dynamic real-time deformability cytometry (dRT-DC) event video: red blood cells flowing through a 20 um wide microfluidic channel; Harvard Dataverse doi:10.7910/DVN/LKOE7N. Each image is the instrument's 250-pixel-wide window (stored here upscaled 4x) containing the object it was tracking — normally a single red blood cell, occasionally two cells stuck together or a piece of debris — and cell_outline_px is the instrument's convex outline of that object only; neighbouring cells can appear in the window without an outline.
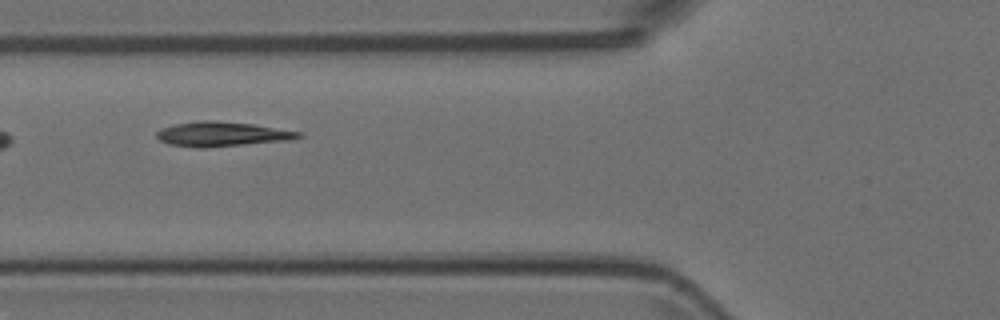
{"species": "Egyptian fruit bat (a non-hibernating species)", "species_latin": "Rousettus aegyptiacus", "temperature_condition": "room temperature", "stored_images_in_passage": 15, "camera_frame_rate_fps": 3000, "um_per_image_px": 0.085, "animal": {"sex": "female"}, "frame": {"image": 1, "passage_image": 6, "time_ms": 1.667, "image_size_px": [1000, 320], "cell_outline_px": [[304, 136], [292, 140], [196, 148], [168, 144], [160, 140], [156, 136], [156, 132], [160, 128], [176, 124], [200, 120], [216, 120], [252, 124], [304, 132]], "centroid_in_image_um": [18.89, 11.39], "position_along_channel_um": 106.9, "area_um2": 20.4}}
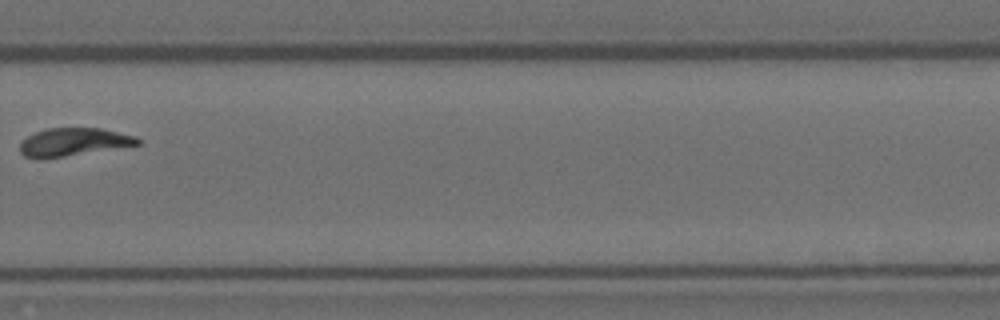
{"frame": {"image": 2, "passage_image": 11, "time_ms": 3.333, "image_size_px": [1000, 320], "cell_outline_px": [[140, 144], [40, 160], [36, 160], [24, 156], [20, 152], [20, 144], [28, 136], [36, 132], [48, 128], [104, 128], [136, 136], [140, 140]], "centroid_in_image_um": [6.22, 12.08], "position_along_channel_um": 323.6, "area_um2": 19.19}}
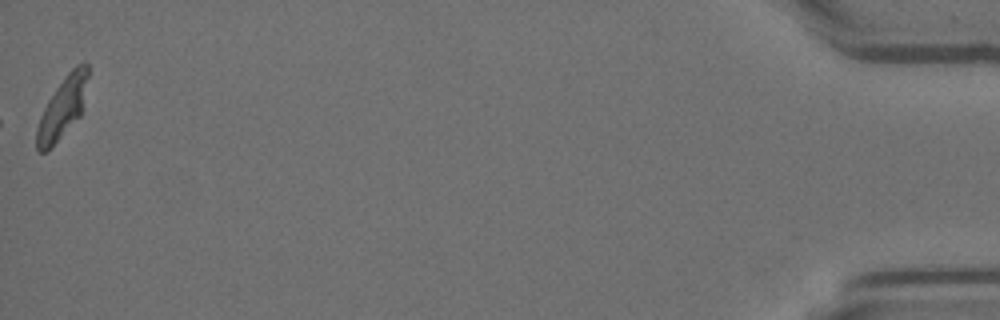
{"frame": {"image": 3, "passage_image": 15, "time_ms": 4.667, "image_size_px": [1000, 320], "cell_outline_px": [[88, 76], [80, 116], [44, 152], [40, 152], [36, 148], [36, 128], [40, 116], [48, 100], [64, 76], [76, 64], [84, 60], [88, 64]], "centroid_in_image_um": [5.31, 9.08], "position_along_channel_um": 429.9, "area_um2": 17.74}}